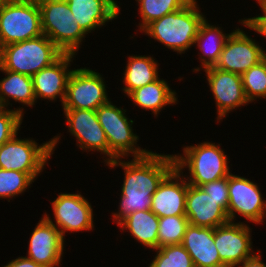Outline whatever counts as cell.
Here are the masks:
<instances>
[{
	"label": "cell",
	"instance_id": "9",
	"mask_svg": "<svg viewBox=\"0 0 266 267\" xmlns=\"http://www.w3.org/2000/svg\"><path fill=\"white\" fill-rule=\"evenodd\" d=\"M105 83L102 75L94 70L74 68L67 82L62 108L96 111L110 100Z\"/></svg>",
	"mask_w": 266,
	"mask_h": 267
},
{
	"label": "cell",
	"instance_id": "6",
	"mask_svg": "<svg viewBox=\"0 0 266 267\" xmlns=\"http://www.w3.org/2000/svg\"><path fill=\"white\" fill-rule=\"evenodd\" d=\"M42 34L41 12L36 0L0 2V48Z\"/></svg>",
	"mask_w": 266,
	"mask_h": 267
},
{
	"label": "cell",
	"instance_id": "10",
	"mask_svg": "<svg viewBox=\"0 0 266 267\" xmlns=\"http://www.w3.org/2000/svg\"><path fill=\"white\" fill-rule=\"evenodd\" d=\"M229 221L235 222L236 213L252 223L260 224L266 218V200L263 199L258 185L251 180L229 175Z\"/></svg>",
	"mask_w": 266,
	"mask_h": 267
},
{
	"label": "cell",
	"instance_id": "19",
	"mask_svg": "<svg viewBox=\"0 0 266 267\" xmlns=\"http://www.w3.org/2000/svg\"><path fill=\"white\" fill-rule=\"evenodd\" d=\"M75 55L64 53L53 64L41 69L32 76L36 102L39 98L55 101L59 97L63 104L66 96L67 82L73 71V69H69L70 62H73Z\"/></svg>",
	"mask_w": 266,
	"mask_h": 267
},
{
	"label": "cell",
	"instance_id": "31",
	"mask_svg": "<svg viewBox=\"0 0 266 267\" xmlns=\"http://www.w3.org/2000/svg\"><path fill=\"white\" fill-rule=\"evenodd\" d=\"M34 180L27 174L16 170L0 168V199L15 198L26 191Z\"/></svg>",
	"mask_w": 266,
	"mask_h": 267
},
{
	"label": "cell",
	"instance_id": "18",
	"mask_svg": "<svg viewBox=\"0 0 266 267\" xmlns=\"http://www.w3.org/2000/svg\"><path fill=\"white\" fill-rule=\"evenodd\" d=\"M182 174V175H181ZM177 168H174L159 184L152 196L150 210L158 217L185 215L188 182Z\"/></svg>",
	"mask_w": 266,
	"mask_h": 267
},
{
	"label": "cell",
	"instance_id": "12",
	"mask_svg": "<svg viewBox=\"0 0 266 267\" xmlns=\"http://www.w3.org/2000/svg\"><path fill=\"white\" fill-rule=\"evenodd\" d=\"M251 228L243 222H227L214 228V243L223 267H236L254 254Z\"/></svg>",
	"mask_w": 266,
	"mask_h": 267
},
{
	"label": "cell",
	"instance_id": "33",
	"mask_svg": "<svg viewBox=\"0 0 266 267\" xmlns=\"http://www.w3.org/2000/svg\"><path fill=\"white\" fill-rule=\"evenodd\" d=\"M229 176L222 179L199 186L203 192L216 200L229 201Z\"/></svg>",
	"mask_w": 266,
	"mask_h": 267
},
{
	"label": "cell",
	"instance_id": "20",
	"mask_svg": "<svg viewBox=\"0 0 266 267\" xmlns=\"http://www.w3.org/2000/svg\"><path fill=\"white\" fill-rule=\"evenodd\" d=\"M82 30L88 34L116 19L120 9L115 0H66Z\"/></svg>",
	"mask_w": 266,
	"mask_h": 267
},
{
	"label": "cell",
	"instance_id": "28",
	"mask_svg": "<svg viewBox=\"0 0 266 267\" xmlns=\"http://www.w3.org/2000/svg\"><path fill=\"white\" fill-rule=\"evenodd\" d=\"M189 220L185 215L159 217L158 248L182 244Z\"/></svg>",
	"mask_w": 266,
	"mask_h": 267
},
{
	"label": "cell",
	"instance_id": "27",
	"mask_svg": "<svg viewBox=\"0 0 266 267\" xmlns=\"http://www.w3.org/2000/svg\"><path fill=\"white\" fill-rule=\"evenodd\" d=\"M139 5L141 22L140 32L152 21L162 18L164 15L179 10L186 6L191 0H135Z\"/></svg>",
	"mask_w": 266,
	"mask_h": 267
},
{
	"label": "cell",
	"instance_id": "32",
	"mask_svg": "<svg viewBox=\"0 0 266 267\" xmlns=\"http://www.w3.org/2000/svg\"><path fill=\"white\" fill-rule=\"evenodd\" d=\"M23 107L15 109H0V146L18 133L23 121Z\"/></svg>",
	"mask_w": 266,
	"mask_h": 267
},
{
	"label": "cell",
	"instance_id": "1",
	"mask_svg": "<svg viewBox=\"0 0 266 267\" xmlns=\"http://www.w3.org/2000/svg\"><path fill=\"white\" fill-rule=\"evenodd\" d=\"M122 159L106 164L111 168L121 166L124 169L119 210L112 213L113 222L117 224L135 211L150 210L153 194L162 180L175 168L173 154L150 151L146 156L132 158L131 161Z\"/></svg>",
	"mask_w": 266,
	"mask_h": 267
},
{
	"label": "cell",
	"instance_id": "5",
	"mask_svg": "<svg viewBox=\"0 0 266 267\" xmlns=\"http://www.w3.org/2000/svg\"><path fill=\"white\" fill-rule=\"evenodd\" d=\"M41 12L42 33L63 53L77 54L87 35L77 23L66 0H36Z\"/></svg>",
	"mask_w": 266,
	"mask_h": 267
},
{
	"label": "cell",
	"instance_id": "29",
	"mask_svg": "<svg viewBox=\"0 0 266 267\" xmlns=\"http://www.w3.org/2000/svg\"><path fill=\"white\" fill-rule=\"evenodd\" d=\"M249 103L257 98L266 99V57L241 75Z\"/></svg>",
	"mask_w": 266,
	"mask_h": 267
},
{
	"label": "cell",
	"instance_id": "23",
	"mask_svg": "<svg viewBox=\"0 0 266 267\" xmlns=\"http://www.w3.org/2000/svg\"><path fill=\"white\" fill-rule=\"evenodd\" d=\"M117 226L123 232L124 229L129 230L141 245L153 250L158 248L159 217L151 210L135 211L122 219Z\"/></svg>",
	"mask_w": 266,
	"mask_h": 267
},
{
	"label": "cell",
	"instance_id": "34",
	"mask_svg": "<svg viewBox=\"0 0 266 267\" xmlns=\"http://www.w3.org/2000/svg\"><path fill=\"white\" fill-rule=\"evenodd\" d=\"M3 267H45V266L37 264L32 259L26 256L25 257L21 256L9 261L7 265H4Z\"/></svg>",
	"mask_w": 266,
	"mask_h": 267
},
{
	"label": "cell",
	"instance_id": "24",
	"mask_svg": "<svg viewBox=\"0 0 266 267\" xmlns=\"http://www.w3.org/2000/svg\"><path fill=\"white\" fill-rule=\"evenodd\" d=\"M0 71L7 75L0 80V106L7 108L10 104L8 98H11L15 102L22 103L23 106L33 107L36 98L32 77L5 69Z\"/></svg>",
	"mask_w": 266,
	"mask_h": 267
},
{
	"label": "cell",
	"instance_id": "35",
	"mask_svg": "<svg viewBox=\"0 0 266 267\" xmlns=\"http://www.w3.org/2000/svg\"><path fill=\"white\" fill-rule=\"evenodd\" d=\"M261 252L258 251L254 253L251 257L245 259L238 267H266V264L263 263L262 257L260 255Z\"/></svg>",
	"mask_w": 266,
	"mask_h": 267
},
{
	"label": "cell",
	"instance_id": "26",
	"mask_svg": "<svg viewBox=\"0 0 266 267\" xmlns=\"http://www.w3.org/2000/svg\"><path fill=\"white\" fill-rule=\"evenodd\" d=\"M216 25H211L208 23L206 18L200 25L198 34L195 38V45L199 48L202 54L200 56V63L203 68L214 66L221 55L222 49L225 46L227 39L230 34H224L223 30Z\"/></svg>",
	"mask_w": 266,
	"mask_h": 267
},
{
	"label": "cell",
	"instance_id": "3",
	"mask_svg": "<svg viewBox=\"0 0 266 267\" xmlns=\"http://www.w3.org/2000/svg\"><path fill=\"white\" fill-rule=\"evenodd\" d=\"M219 146L205 141L183 147V155H174L175 168L180 172L188 168L190 177L185 179L196 187L227 177L231 174L229 159Z\"/></svg>",
	"mask_w": 266,
	"mask_h": 267
},
{
	"label": "cell",
	"instance_id": "16",
	"mask_svg": "<svg viewBox=\"0 0 266 267\" xmlns=\"http://www.w3.org/2000/svg\"><path fill=\"white\" fill-rule=\"evenodd\" d=\"M64 241L61 232L45 213L30 236L26 257L45 267H57L61 264Z\"/></svg>",
	"mask_w": 266,
	"mask_h": 267
},
{
	"label": "cell",
	"instance_id": "14",
	"mask_svg": "<svg viewBox=\"0 0 266 267\" xmlns=\"http://www.w3.org/2000/svg\"><path fill=\"white\" fill-rule=\"evenodd\" d=\"M54 224L65 239V232H79L93 230V208L88 199L79 192L76 194L60 193L52 201Z\"/></svg>",
	"mask_w": 266,
	"mask_h": 267
},
{
	"label": "cell",
	"instance_id": "15",
	"mask_svg": "<svg viewBox=\"0 0 266 267\" xmlns=\"http://www.w3.org/2000/svg\"><path fill=\"white\" fill-rule=\"evenodd\" d=\"M66 116L68 132L74 136L81 150L98 151L108 158L104 160L109 163V144L105 131L98 122L96 111L86 109H63Z\"/></svg>",
	"mask_w": 266,
	"mask_h": 267
},
{
	"label": "cell",
	"instance_id": "21",
	"mask_svg": "<svg viewBox=\"0 0 266 267\" xmlns=\"http://www.w3.org/2000/svg\"><path fill=\"white\" fill-rule=\"evenodd\" d=\"M182 246L192 258L194 267H223L214 243V229L189 224Z\"/></svg>",
	"mask_w": 266,
	"mask_h": 267
},
{
	"label": "cell",
	"instance_id": "11",
	"mask_svg": "<svg viewBox=\"0 0 266 267\" xmlns=\"http://www.w3.org/2000/svg\"><path fill=\"white\" fill-rule=\"evenodd\" d=\"M266 57V51L239 27L231 32L215 68L242 75Z\"/></svg>",
	"mask_w": 266,
	"mask_h": 267
},
{
	"label": "cell",
	"instance_id": "22",
	"mask_svg": "<svg viewBox=\"0 0 266 267\" xmlns=\"http://www.w3.org/2000/svg\"><path fill=\"white\" fill-rule=\"evenodd\" d=\"M128 98L141 109L150 110L152 114L158 116L162 108L177 103L178 97L164 79L160 77L152 83L133 90Z\"/></svg>",
	"mask_w": 266,
	"mask_h": 267
},
{
	"label": "cell",
	"instance_id": "13",
	"mask_svg": "<svg viewBox=\"0 0 266 267\" xmlns=\"http://www.w3.org/2000/svg\"><path fill=\"white\" fill-rule=\"evenodd\" d=\"M202 70L206 73L209 88L215 98L217 122L231 111L249 103L240 74L223 71L214 66Z\"/></svg>",
	"mask_w": 266,
	"mask_h": 267
},
{
	"label": "cell",
	"instance_id": "17",
	"mask_svg": "<svg viewBox=\"0 0 266 267\" xmlns=\"http://www.w3.org/2000/svg\"><path fill=\"white\" fill-rule=\"evenodd\" d=\"M228 204L229 201L216 200L200 187L188 184L185 216L189 224L214 229L229 222Z\"/></svg>",
	"mask_w": 266,
	"mask_h": 267
},
{
	"label": "cell",
	"instance_id": "25",
	"mask_svg": "<svg viewBox=\"0 0 266 267\" xmlns=\"http://www.w3.org/2000/svg\"><path fill=\"white\" fill-rule=\"evenodd\" d=\"M122 88L127 96L135 89L154 82L159 77L158 64L153 57L132 55L125 66Z\"/></svg>",
	"mask_w": 266,
	"mask_h": 267
},
{
	"label": "cell",
	"instance_id": "7",
	"mask_svg": "<svg viewBox=\"0 0 266 267\" xmlns=\"http://www.w3.org/2000/svg\"><path fill=\"white\" fill-rule=\"evenodd\" d=\"M126 110L115 106L110 100L96 110L98 122L105 131L109 144V162L125 158L146 156L150 151L136 146L138 135L133 133V120L127 118ZM129 119V120H128Z\"/></svg>",
	"mask_w": 266,
	"mask_h": 267
},
{
	"label": "cell",
	"instance_id": "8",
	"mask_svg": "<svg viewBox=\"0 0 266 267\" xmlns=\"http://www.w3.org/2000/svg\"><path fill=\"white\" fill-rule=\"evenodd\" d=\"M17 135L0 146V168L27 173L35 181L52 157L60 136L39 145L32 138L19 139Z\"/></svg>",
	"mask_w": 266,
	"mask_h": 267
},
{
	"label": "cell",
	"instance_id": "30",
	"mask_svg": "<svg viewBox=\"0 0 266 267\" xmlns=\"http://www.w3.org/2000/svg\"><path fill=\"white\" fill-rule=\"evenodd\" d=\"M155 251L157 254L148 267H194L191 256L182 244L163 246Z\"/></svg>",
	"mask_w": 266,
	"mask_h": 267
},
{
	"label": "cell",
	"instance_id": "4",
	"mask_svg": "<svg viewBox=\"0 0 266 267\" xmlns=\"http://www.w3.org/2000/svg\"><path fill=\"white\" fill-rule=\"evenodd\" d=\"M64 53L44 34L0 48V69L33 76Z\"/></svg>",
	"mask_w": 266,
	"mask_h": 267
},
{
	"label": "cell",
	"instance_id": "2",
	"mask_svg": "<svg viewBox=\"0 0 266 267\" xmlns=\"http://www.w3.org/2000/svg\"><path fill=\"white\" fill-rule=\"evenodd\" d=\"M205 18L197 0H191L183 8L152 21L141 32L181 55L195 45Z\"/></svg>",
	"mask_w": 266,
	"mask_h": 267
},
{
	"label": "cell",
	"instance_id": "36",
	"mask_svg": "<svg viewBox=\"0 0 266 267\" xmlns=\"http://www.w3.org/2000/svg\"><path fill=\"white\" fill-rule=\"evenodd\" d=\"M259 3L260 8L266 5V0H256Z\"/></svg>",
	"mask_w": 266,
	"mask_h": 267
}]
</instances>
